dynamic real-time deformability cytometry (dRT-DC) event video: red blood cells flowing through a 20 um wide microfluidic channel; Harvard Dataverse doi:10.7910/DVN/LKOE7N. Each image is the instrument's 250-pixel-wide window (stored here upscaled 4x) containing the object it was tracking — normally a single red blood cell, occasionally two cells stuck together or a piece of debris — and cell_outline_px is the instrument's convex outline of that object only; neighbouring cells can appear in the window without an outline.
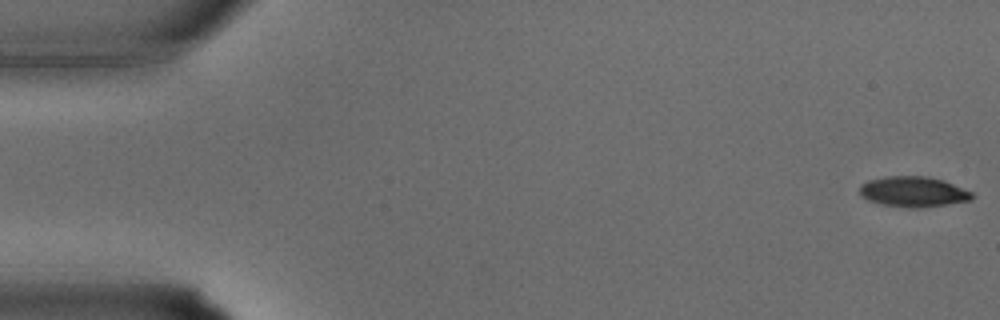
{"species": "common noctule bat (a hibernating species)", "species_latin": "Nyctalus noctula", "temperature_condition": "warm", "stored_images_in_passage": 34, "camera_frame_rate_fps": 3000, "um_per_image_px": 0.085, "animal": {"sex": "male", "body_mass_g": 15.6}, "frame": {"image": 1, "passage_image": 1, "time_ms": 0.0, "image_size_px": [1000, 320], "cell_outline_px": [[976, 196], [972, 200], [948, 204], [916, 208], [908, 208], [880, 204], [868, 200], [860, 196], [860, 184], [868, 180], [884, 176], [924, 176], [944, 180], [972, 192]], "centroid_in_image_um": [77.62, 16.3], "position_along_channel_um": 7.4, "area_um2": 20.11}}
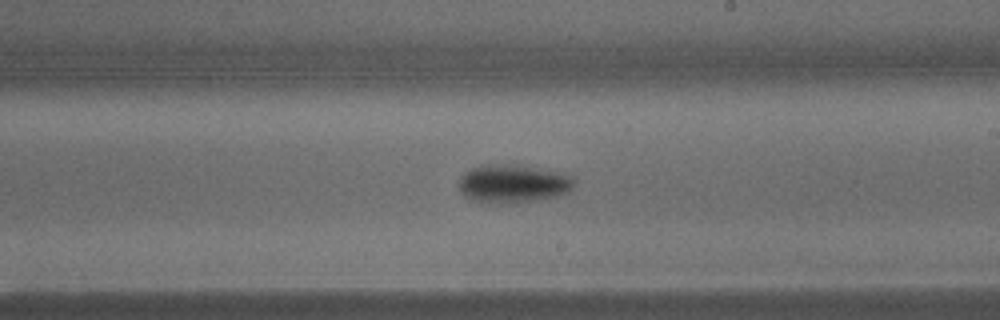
{"frame": {"image": 2, "passage_image": 20, "time_ms": 6.333, "image_size_px": [1000, 320], "cell_outline_px": [[576, 180], [572, 188], [568, 192], [556, 196], [536, 200], [512, 204], [492, 204], [472, 200], [464, 196], [460, 192], [460, 176], [464, 172], [472, 168], [492, 164], [504, 164], [532, 168], [556, 172], [572, 176]], "centroid_in_image_um": [43.57, 15.65], "position_along_channel_um": 245.4, "area_um2": 25.61}}
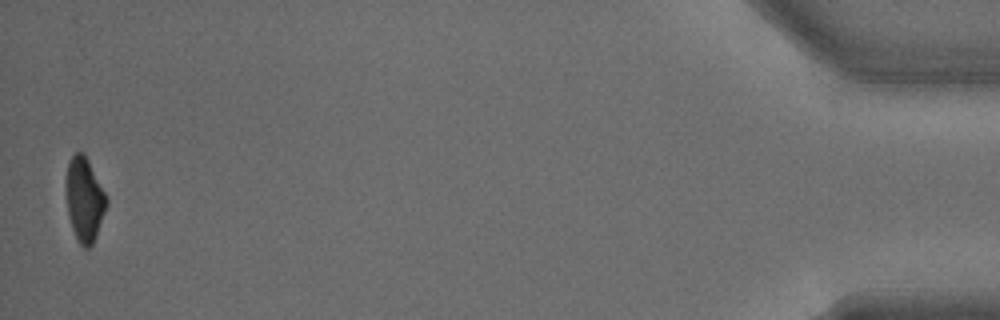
{"frame": {"image": 3, "passage_image": 34, "time_ms": 11.0, "image_size_px": [1000, 320], "cell_outline_px": [[108, 204], [96, 236], [92, 244], [88, 248], [84, 248], [80, 244], [72, 228], [68, 216], [64, 188], [68, 160], [76, 152], [84, 152], [108, 196]], "centroid_in_image_um": [7.17, 16.91], "position_along_channel_um": 428.0, "area_um2": 20.29}}